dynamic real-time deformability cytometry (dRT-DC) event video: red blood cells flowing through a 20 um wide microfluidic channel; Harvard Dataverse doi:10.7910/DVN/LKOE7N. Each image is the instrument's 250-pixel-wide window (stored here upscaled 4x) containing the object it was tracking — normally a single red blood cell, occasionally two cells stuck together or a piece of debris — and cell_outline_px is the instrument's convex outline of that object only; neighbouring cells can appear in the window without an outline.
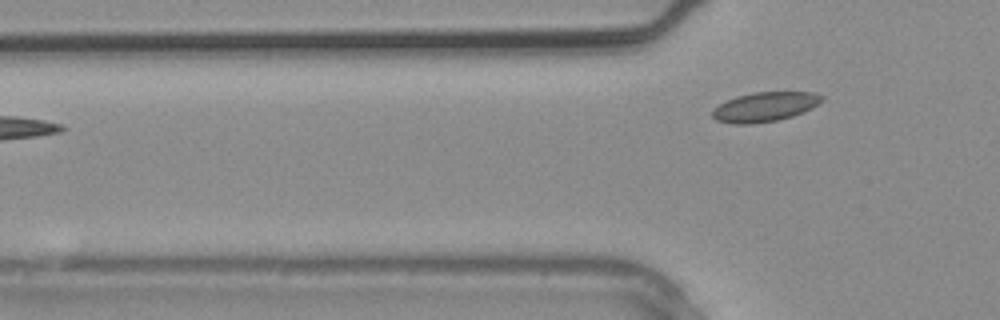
{"species": "common noctule bat (a hibernating species)", "species_latin": "Nyctalus noctula", "temperature_condition": "warm", "stored_images_in_passage": 4, "camera_frame_rate_fps": 3000, "um_per_image_px": 0.085, "animal": {"sex": "male", "body_mass_g": 20.4}, "frame": {"image": 1, "passage_image": 4, "time_ms": 1.0, "image_size_px": [1000, 320], "cell_outline_px": [[824, 100], [812, 108], [792, 116], [776, 120], [752, 124], [732, 124], [716, 120], [712, 116], [712, 108], [736, 96], [756, 92], [812, 92], [824, 96]], "centroid_in_image_um": [65.0, 9.08], "position_along_channel_um": 60.8, "area_um2": 18.79}}